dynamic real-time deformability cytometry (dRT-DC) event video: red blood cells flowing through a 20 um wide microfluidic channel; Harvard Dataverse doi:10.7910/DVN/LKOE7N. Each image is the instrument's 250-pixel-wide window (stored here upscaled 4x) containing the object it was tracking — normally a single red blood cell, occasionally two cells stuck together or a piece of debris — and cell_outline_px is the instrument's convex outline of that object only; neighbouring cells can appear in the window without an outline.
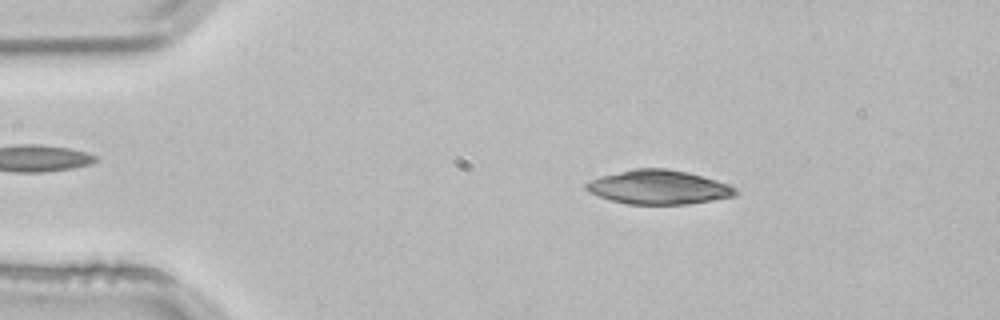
{"species": "common noctule bat (a hibernating species)", "species_latin": "Nyctalus noctula", "temperature_condition": "room temperature", "stored_images_in_passage": 2, "segment_of_instrument_passage": [1, 2], "camera_frame_rate_fps": 3000, "um_per_image_px": 0.085, "animal": {"sex": "male", "body_mass_g": 21.5, "forearm_length_mm": 52.0}, "frame": {"image": 1, "passage_image": 1, "time_ms": 0.0, "image_size_px": [1000, 320], "cell_outline_px": [[740, 192], [736, 196], [688, 204], [628, 204], [612, 200], [588, 192], [584, 188], [584, 184], [588, 180], [600, 176], [632, 168], [668, 168], [688, 172], [728, 184], [736, 188]], "centroid_in_image_um": [55.97, 15.9], "position_along_channel_um": 29.0, "area_um2": 29.82}}